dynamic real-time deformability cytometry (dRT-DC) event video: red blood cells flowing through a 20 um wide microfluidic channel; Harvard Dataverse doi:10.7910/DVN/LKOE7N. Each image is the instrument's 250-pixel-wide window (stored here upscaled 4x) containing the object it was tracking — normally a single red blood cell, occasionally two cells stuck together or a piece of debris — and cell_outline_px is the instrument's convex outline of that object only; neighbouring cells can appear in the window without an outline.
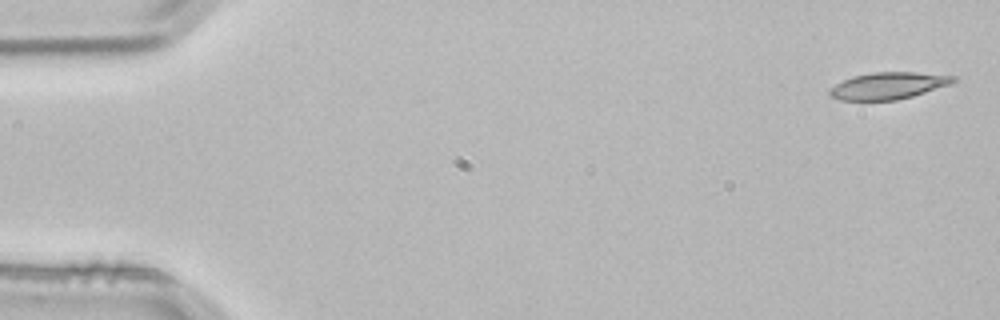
{"species": "common noctule bat (a hibernating species)", "species_latin": "Nyctalus noctula", "temperature_condition": "room temperature", "stored_images_in_passage": 3, "camera_frame_rate_fps": 3000, "um_per_image_px": 0.085, "animal": {"sex": "male", "body_mass_g": 21.5, "forearm_length_mm": 52.0}, "frame": {"image": 1, "passage_image": 1, "time_ms": 0.0, "image_size_px": [1000, 320], "cell_outline_px": [[956, 80], [948, 84], [912, 96], [896, 100], [840, 100], [828, 96], [828, 88], [852, 76], [872, 72], [916, 72], [956, 76]], "centroid_in_image_um": [75.43, 7.28], "position_along_channel_um": 9.6, "area_um2": 19.25}}
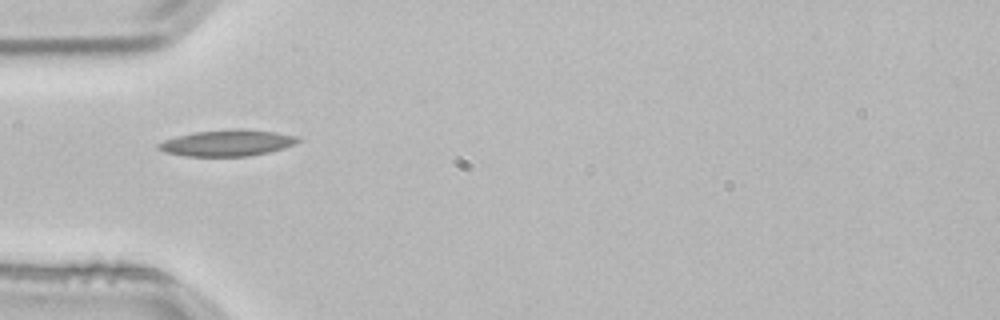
{"frame": {"image": 2, "passage_image": 3, "time_ms": 0.667, "image_size_px": [1000, 320], "cell_outline_px": [[304, 140], [296, 144], [284, 148], [268, 152], [248, 156], [184, 156], [164, 152], [156, 148], [156, 144], [164, 140], [176, 136], [192, 132], [236, 128], [240, 128], [276, 132], [296, 136]], "centroid_in_image_um": [19.31, 12.14], "position_along_channel_um": 65.7, "area_um2": 21.68}}